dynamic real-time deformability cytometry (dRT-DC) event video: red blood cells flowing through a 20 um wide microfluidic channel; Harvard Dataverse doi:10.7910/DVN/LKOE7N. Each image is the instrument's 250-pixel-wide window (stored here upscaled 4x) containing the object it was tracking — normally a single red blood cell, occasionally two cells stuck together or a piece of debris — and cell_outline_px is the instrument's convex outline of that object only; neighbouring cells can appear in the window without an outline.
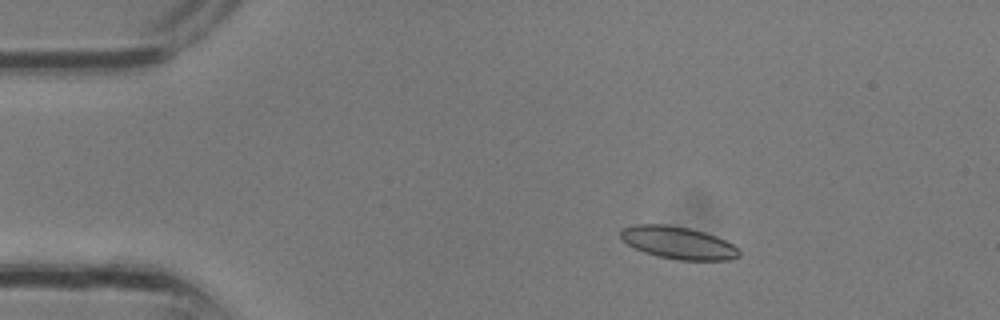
{"species": "common noctule bat (a hibernating species)", "species_latin": "Nyctalus noctula", "temperature_condition": "room temperature", "stored_images_in_passage": 4, "camera_frame_rate_fps": 3000, "um_per_image_px": 0.085, "animal": {"sex": "male", "body_mass_g": 13.3}, "frame": {"image": 1, "passage_image": 4, "time_ms": 1.0, "image_size_px": [1000, 320], "cell_outline_px": [[740, 256], [732, 260], [676, 260], [656, 256], [644, 252], [628, 244], [620, 236], [620, 228], [636, 224], [668, 224], [688, 228], [704, 232], [716, 236], [732, 244], [740, 252]], "centroid_in_image_um": [57.63, 20.63], "position_along_channel_um": 27.4, "area_um2": 22.43}}